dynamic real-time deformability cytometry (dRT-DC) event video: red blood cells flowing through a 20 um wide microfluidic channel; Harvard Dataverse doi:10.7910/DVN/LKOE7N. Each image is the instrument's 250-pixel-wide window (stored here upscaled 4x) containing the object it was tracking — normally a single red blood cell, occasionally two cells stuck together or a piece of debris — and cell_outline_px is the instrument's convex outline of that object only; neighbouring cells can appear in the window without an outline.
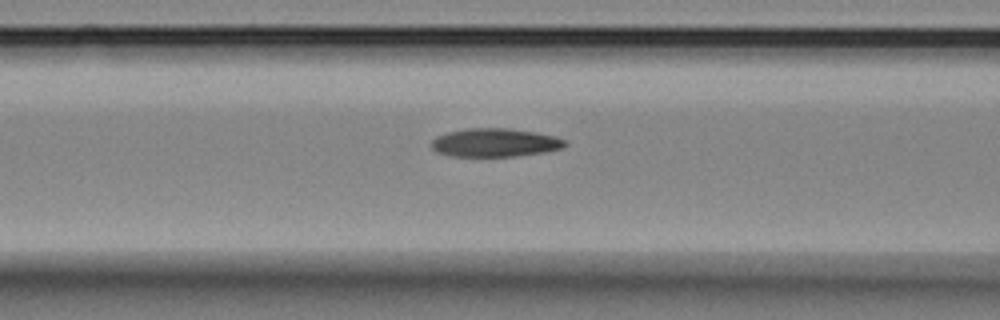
{"species": "Egyptian fruit bat (a non-hibernating species)", "species_latin": "Rousettus aegyptiacus", "temperature_condition": "room temperature", "stored_images_in_passage": 41, "camera_frame_rate_fps": 3000, "um_per_image_px": 0.085, "animal": {"sex": "female"}, "frame": {"image": 1, "passage_image": 7, "time_ms": 2.0, "image_size_px": [1000, 320], "cell_outline_px": [[568, 144], [564, 148], [544, 152], [516, 156], [448, 156], [436, 152], [432, 148], [432, 140], [436, 136], [448, 132], [468, 128], [512, 128], [536, 132], [556, 136], [568, 140]], "centroid_in_image_um": [42.12, 12.12], "position_along_channel_um": 124.5, "area_um2": 22.43}}
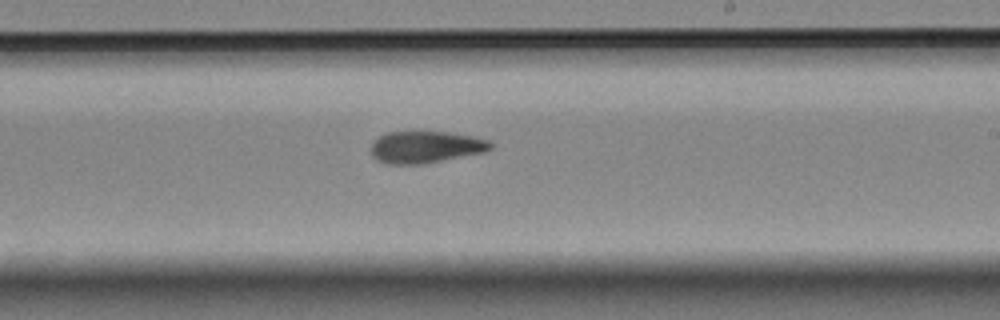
{"frame": {"image": 2, "passage_image": 18, "time_ms": 5.667, "image_size_px": [1000, 320], "cell_outline_px": [[492, 148], [484, 152], [424, 164], [388, 164], [376, 160], [372, 156], [372, 144], [380, 136], [388, 132], [448, 132], [472, 136], [492, 140]], "centroid_in_image_um": [36.21, 12.5], "position_along_channel_um": 252.8, "area_um2": 22.2}}
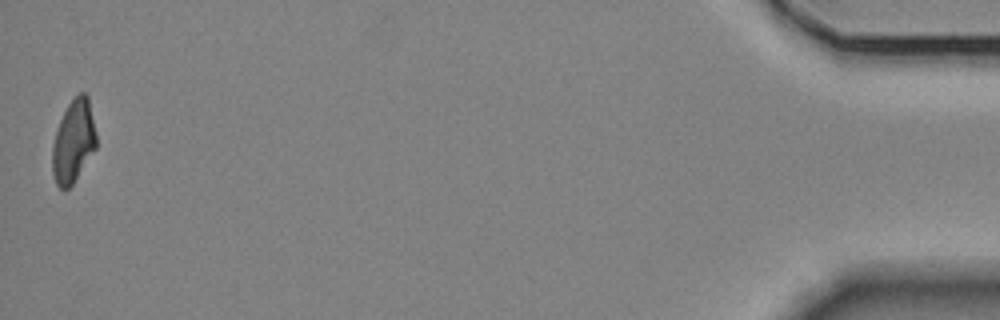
{"frame": {"image": 3, "passage_image": 41, "time_ms": 13.333, "image_size_px": [1000, 320], "cell_outline_px": [[96, 148], [72, 184], [68, 188], [60, 188], [56, 184], [52, 172], [52, 144], [60, 120], [68, 104], [80, 92], [84, 92], [88, 96], [96, 132]], "centroid_in_image_um": [6.24, 12.01], "position_along_channel_um": 429.0, "area_um2": 20.98}, "authors_computed_cell_mechanics": {"area_um2": 22.4264, "velocity_mm_per_s": 3.5096, "shape_relaxation_time_tau1_ms": 5.547, "shape_relaxation_time_tau2_ms": 4.6725, "deformation_change_tau1": 0.1618, "deformation_change_tau2": 0.1093}}